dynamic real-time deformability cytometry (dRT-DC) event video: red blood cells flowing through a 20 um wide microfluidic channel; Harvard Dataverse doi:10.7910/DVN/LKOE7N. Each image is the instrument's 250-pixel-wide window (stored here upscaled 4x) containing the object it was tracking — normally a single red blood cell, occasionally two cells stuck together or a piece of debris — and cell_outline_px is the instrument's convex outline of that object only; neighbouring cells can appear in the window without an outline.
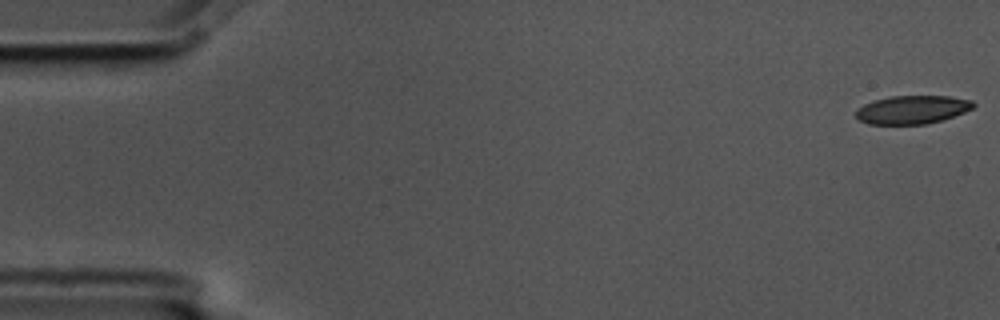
{"species": "common noctule bat (a hibernating species)", "species_latin": "Nyctalus noctula", "temperature_condition": "cold", "stored_images_in_passage": 56, "camera_frame_rate_fps": 3000, "um_per_image_px": 0.085, "animal": {"sex": "male", "body_mass_g": 17.5, "forearm_length_mm": 52.3}, "frame": {"image": 1, "passage_image": 1, "time_ms": 0.0, "image_size_px": [1000, 320], "cell_outline_px": [[976, 104], [972, 108], [964, 112], [940, 120], [924, 124], [868, 124], [860, 120], [856, 116], [856, 108], [872, 100], [892, 96], [952, 96], [972, 100]], "centroid_in_image_um": [77.52, 9.31], "position_along_channel_um": 7.5, "area_um2": 19.36}}
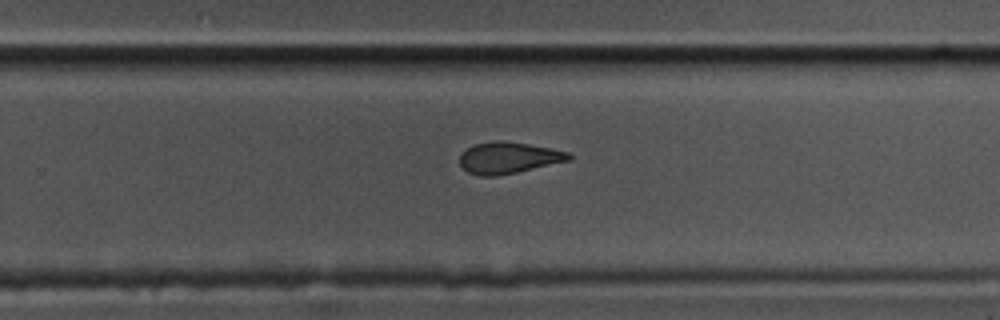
{"frame": {"image": 2, "passage_image": 36, "time_ms": 11.667, "image_size_px": [1000, 320], "cell_outline_px": [[572, 160], [516, 172], [496, 176], [480, 176], [468, 172], [460, 164], [460, 152], [476, 144], [496, 140], [500, 140], [528, 144], [552, 148], [568, 152], [572, 156]], "centroid_in_image_um": [43.23, 13.41], "position_along_channel_um": 286.6, "area_um2": 19.94}}
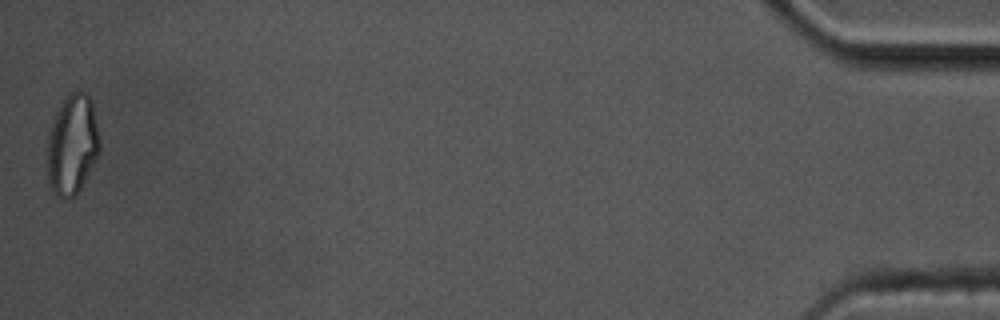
{"frame": {"image": 3, "passage_image": 56, "time_ms": 18.333, "image_size_px": [1000, 320], "cell_outline_px": [[100, 152], [96, 160], [76, 196], [68, 200], [64, 200], [56, 196], [52, 192], [48, 184], [44, 172], [44, 148], [48, 128], [64, 96], [68, 92], [76, 88], [84, 92], [92, 100], [100, 140]], "centroid_in_image_um": [6.06, 12.32], "position_along_channel_um": 429.1, "area_um2": 32.54}, "authors_computed_cell_mechanics": {"area_um2": 21.1259, "velocity_mm_per_s": 3.5658, "shape_relaxation_time_tau1_ms": 6.4747, "shape_relaxation_time_tau2_ms": 5.0469, "deformation_change_tau1": 0.1661, "deformation_change_tau2": 0.1368}}